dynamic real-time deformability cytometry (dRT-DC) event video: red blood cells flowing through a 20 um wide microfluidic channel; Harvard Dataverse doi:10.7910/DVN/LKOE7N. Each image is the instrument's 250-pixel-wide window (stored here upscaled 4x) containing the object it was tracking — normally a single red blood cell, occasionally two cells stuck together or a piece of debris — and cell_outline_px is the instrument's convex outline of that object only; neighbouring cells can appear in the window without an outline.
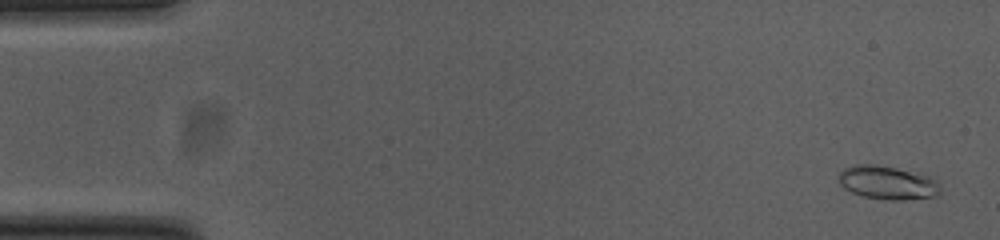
{"species": "common noctule bat (a hibernating species)", "species_latin": "Nyctalus noctula", "temperature_condition": "cold", "stored_images_in_passage": 53, "camera_frame_rate_fps": 3000, "um_per_image_px": 0.085, "animal": {"sex": "female", "body_mass_g": 23.0, "forearm_length_mm": 53.4}, "frame": {"image": 1, "passage_image": 2, "time_ms": 0.333, "image_size_px": [1000, 240], "cell_outline_px": [[940, 192], [936, 196], [904, 200], [888, 200], [864, 196], [852, 192], [844, 188], [840, 184], [836, 176], [844, 168], [856, 164], [876, 164], [896, 168], [928, 176], [936, 180], [940, 188]], "centroid_in_image_um": [75.4, 15.52], "position_along_channel_um": 9.6, "area_um2": 19.83}}
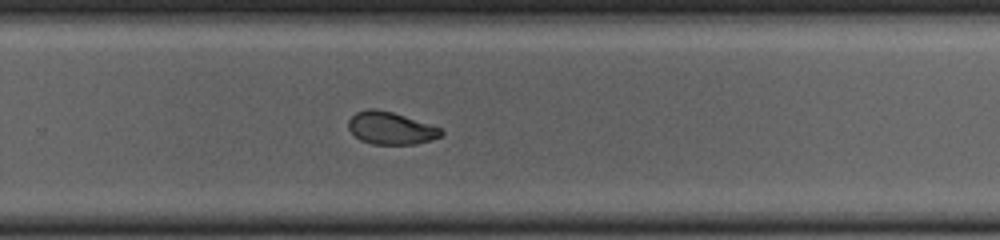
{"frame": {"image": 2, "passage_image": 35, "time_ms": 11.333, "image_size_px": [1000, 240], "cell_outline_px": [[444, 132], [440, 136], [432, 140], [416, 144], [372, 144], [360, 140], [348, 128], [348, 120], [356, 112], [368, 108], [376, 108], [392, 112], [440, 128]], "centroid_in_image_um": [33.19, 10.89], "position_along_channel_um": 296.6, "area_um2": 17.4}}
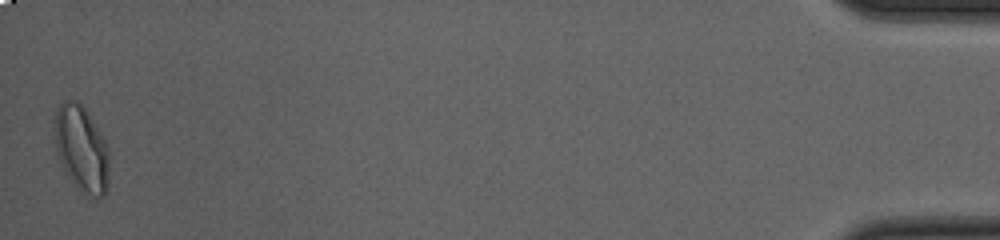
{"frame": {"image": 3, "passage_image": 53, "time_ms": 17.333, "image_size_px": [1000, 240], "cell_outline_px": [[108, 184], [104, 196], [96, 200], [80, 188], [68, 176], [56, 152], [52, 120], [56, 108], [64, 100], [76, 100], [84, 108], [100, 132], [104, 140], [108, 152]], "centroid_in_image_um": [6.89, 12.61], "position_along_channel_um": 428.3, "area_um2": 27.28}, "authors_computed_cell_mechanics": {"area_um2": 18.6694, "velocity_mm_per_s": 3.7976, "shape_relaxation_time_tau1_ms": 3.1592, "shape_relaxation_time_tau2_ms": 2.1364, "deformation_change_tau1": 0.1524, "deformation_change_tau2": 0.0641}}